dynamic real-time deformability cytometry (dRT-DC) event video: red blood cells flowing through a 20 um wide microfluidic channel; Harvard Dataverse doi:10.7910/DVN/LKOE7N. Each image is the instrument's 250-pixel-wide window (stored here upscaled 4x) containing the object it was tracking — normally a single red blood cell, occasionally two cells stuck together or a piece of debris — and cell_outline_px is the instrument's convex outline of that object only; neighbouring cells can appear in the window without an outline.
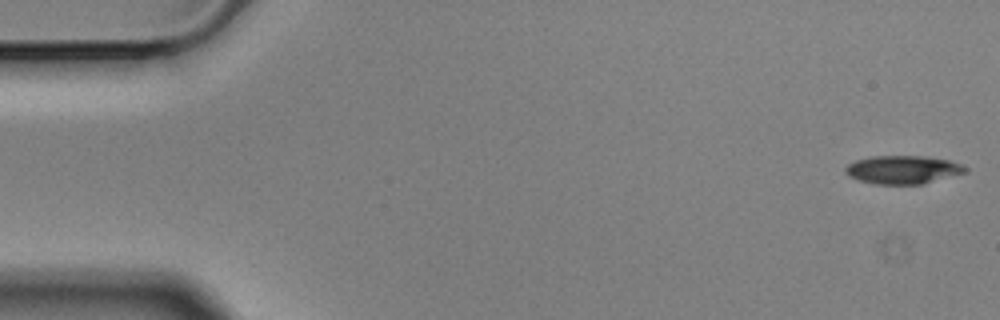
{"species": "Egyptian fruit bat (a non-hibernating species)", "species_latin": "Rousettus aegyptiacus", "temperature_condition": "cold", "stored_images_in_passage": 3, "camera_frame_rate_fps": 3000, "um_per_image_px": 0.085, "animal": {"sex": "male"}, "frame": {"image": 1, "passage_image": 1, "time_ms": 0.0, "image_size_px": [1000, 320], "cell_outline_px": [[968, 172], [924, 184], [876, 184], [860, 180], [848, 176], [844, 172], [844, 168], [848, 164], [856, 160], [872, 156], [920, 156], [948, 160], [960, 164], [968, 168]], "centroid_in_image_um": [76.74, 14.43], "position_along_channel_um": 8.3, "area_um2": 19.77}}